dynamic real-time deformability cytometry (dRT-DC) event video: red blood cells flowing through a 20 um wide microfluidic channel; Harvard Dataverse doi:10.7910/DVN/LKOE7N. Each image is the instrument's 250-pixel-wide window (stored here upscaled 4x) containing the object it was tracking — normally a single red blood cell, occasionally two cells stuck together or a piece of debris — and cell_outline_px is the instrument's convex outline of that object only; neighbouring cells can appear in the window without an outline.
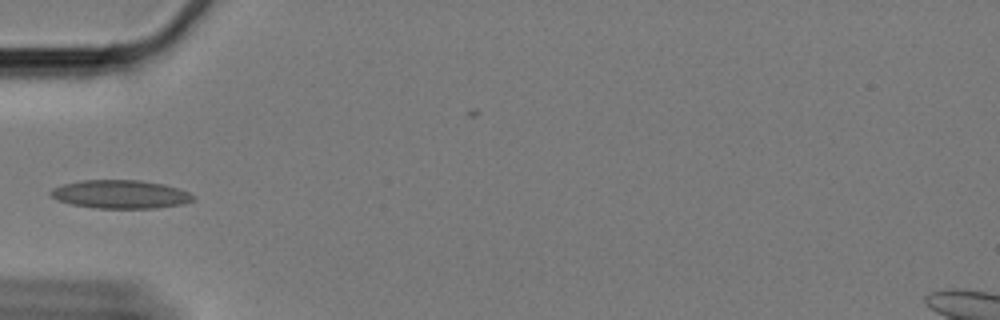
{"species": "Egyptian fruit bat (a non-hibernating species)", "species_latin": "Rousettus aegyptiacus", "temperature_condition": "cold", "stored_images_in_passage": 14, "camera_frame_rate_fps": 3000, "um_per_image_px": 0.085, "animal": {"sex": "female"}, "frame": {"image": 1, "passage_image": 1, "time_ms": 0.0, "image_size_px": [1000, 320], "cell_outline_px": [[196, 196], [192, 200], [184, 204], [156, 208], [96, 208], [72, 204], [56, 200], [48, 192], [52, 188], [64, 184], [80, 180], [140, 180], [164, 184], [180, 188]], "centroid_in_image_um": [10.25, 16.51], "position_along_channel_um": 74.8, "area_um2": 23.7}}
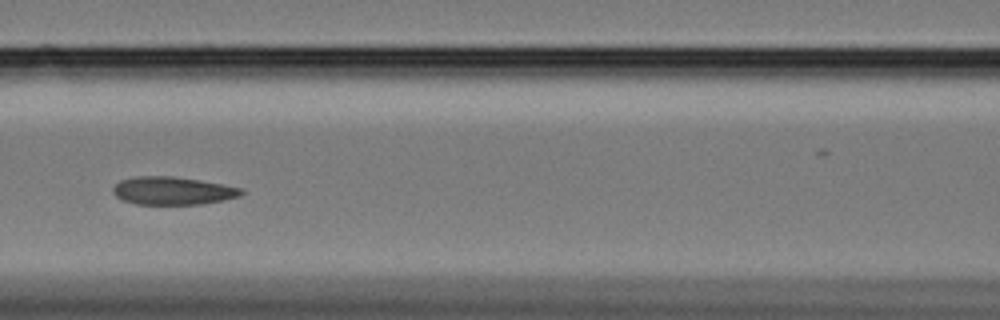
{"frame": {"image": 2, "passage_image": 8, "time_ms": 2.333, "image_size_px": [1000, 320], "cell_outline_px": [[244, 192], [240, 196], [224, 200], [204, 204], [136, 204], [124, 200], [116, 196], [112, 192], [112, 188], [120, 180], [136, 176], [172, 176], [200, 180], [224, 184], [244, 188]], "centroid_in_image_um": [14.71, 16.21], "position_along_channel_um": 151.9, "area_um2": 21.04}}
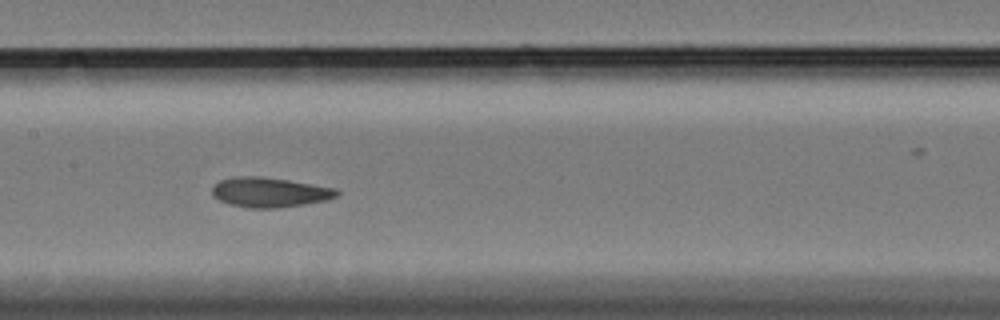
{"frame": {"image": 3, "passage_image": 11, "time_ms": 3.333, "image_size_px": [1000, 320], "cell_outline_px": [[340, 192], [336, 196], [328, 200], [280, 208], [248, 208], [228, 204], [212, 196], [212, 188], [220, 180], [236, 176], [256, 176], [288, 180], [336, 188]], "centroid_in_image_um": [22.91, 16.35], "position_along_channel_um": 184.5, "area_um2": 21.68}}